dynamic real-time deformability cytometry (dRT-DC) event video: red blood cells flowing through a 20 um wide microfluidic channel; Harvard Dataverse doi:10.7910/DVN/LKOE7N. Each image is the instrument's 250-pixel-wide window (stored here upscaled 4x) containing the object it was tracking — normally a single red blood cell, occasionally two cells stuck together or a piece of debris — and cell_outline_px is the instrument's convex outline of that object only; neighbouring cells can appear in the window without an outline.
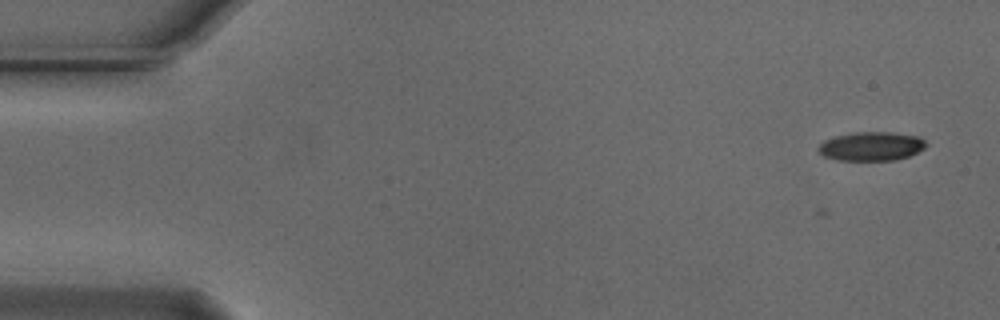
{"species": "Egyptian fruit bat (a non-hibernating species)", "species_latin": "Rousettus aegyptiacus", "temperature_condition": "cold", "stored_images_in_passage": 48, "camera_frame_rate_fps": 3000, "um_per_image_px": 0.085, "animal": {"sex": "male"}, "frame": {"image": 1, "passage_image": 1, "time_ms": 0.0, "image_size_px": [1000, 320], "cell_outline_px": [[928, 144], [924, 148], [908, 156], [896, 160], [836, 160], [824, 156], [816, 148], [824, 140], [836, 136], [856, 132], [892, 132], [920, 136]], "centroid_in_image_um": [74.07, 12.43], "position_along_channel_um": 10.9, "area_um2": 18.15}}
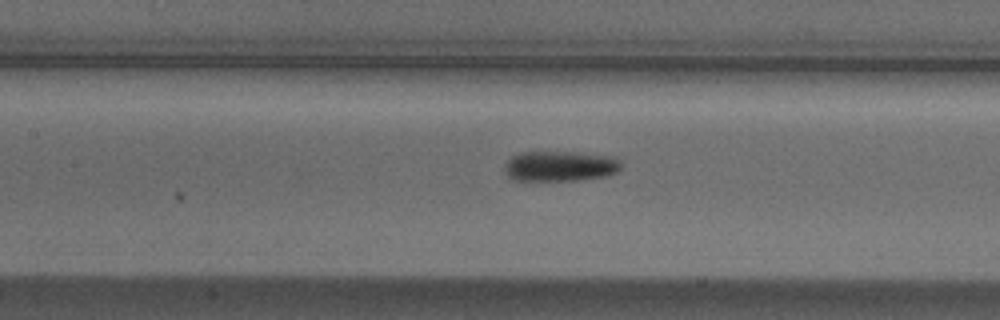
{"frame": {"image": 2, "passage_image": 23, "time_ms": 7.333, "image_size_px": [1000, 320], "cell_outline_px": [[620, 168], [616, 172], [608, 176], [580, 180], [512, 180], [504, 172], [504, 168], [508, 160], [512, 156], [520, 152], [572, 152], [608, 156], [620, 160]], "centroid_in_image_um": [47.58, 14.13], "position_along_channel_um": 159.8, "area_um2": 20.52}}
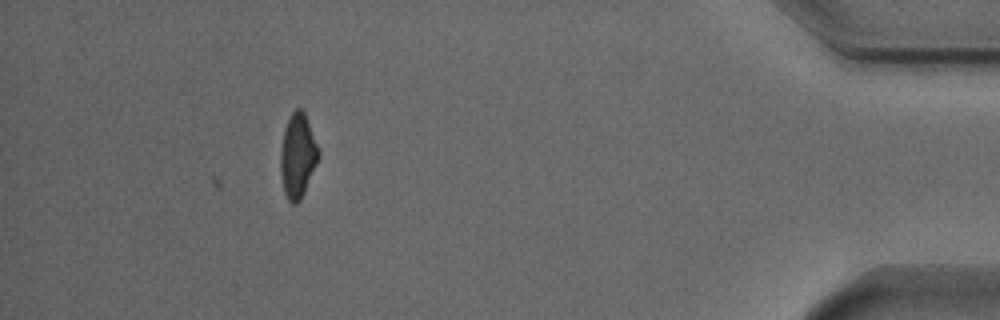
{"frame": {"image": 3, "passage_image": 48, "time_ms": 15.667, "image_size_px": [1000, 320], "cell_outline_px": [[320, 156], [304, 192], [300, 200], [296, 204], [292, 204], [288, 200], [284, 192], [280, 172], [280, 152], [284, 128], [288, 116], [296, 108], [300, 108], [304, 112], [320, 152]], "centroid_in_image_um": [25.29, 13.23], "position_along_channel_um": 409.9, "area_um2": 18.67}, "authors_computed_cell_mechanics": {"area_um2": 19.5653, "velocity_mm_per_s": 3.7318, "shape_relaxation_time_tau1_ms": 5.2274, "shape_relaxation_time_tau2_ms": null, "deformation_change_tau1": 0.1431, "deformation_change_tau2": null}}